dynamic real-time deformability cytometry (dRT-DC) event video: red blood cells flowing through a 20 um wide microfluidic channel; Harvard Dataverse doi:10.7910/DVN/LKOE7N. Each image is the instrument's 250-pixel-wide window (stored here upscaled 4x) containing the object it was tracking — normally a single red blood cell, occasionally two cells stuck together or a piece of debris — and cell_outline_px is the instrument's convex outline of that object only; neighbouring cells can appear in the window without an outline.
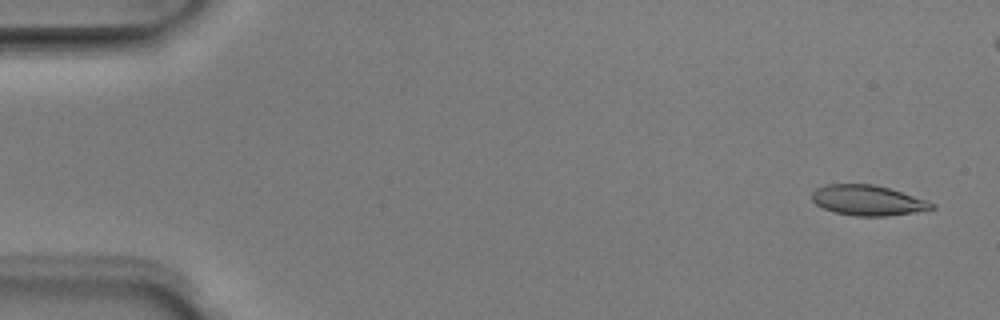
{"species": "Egyptian fruit bat (a non-hibernating species)", "species_latin": "Rousettus aegyptiacus", "temperature_condition": "room temperature", "stored_images_in_passage": 51, "camera_frame_rate_fps": 3000, "um_per_image_px": 0.085, "animal": {"sex": "male"}, "frame": {"image": 1, "passage_image": 2, "time_ms": 0.333, "image_size_px": [1000, 320], "cell_outline_px": [[936, 208], [916, 212], [888, 216], [856, 216], [836, 212], [824, 208], [816, 204], [812, 200], [812, 192], [816, 188], [824, 184], [876, 184], [936, 204]], "centroid_in_image_um": [73.74, 17.03], "position_along_channel_um": 11.3, "area_um2": 20.98}}
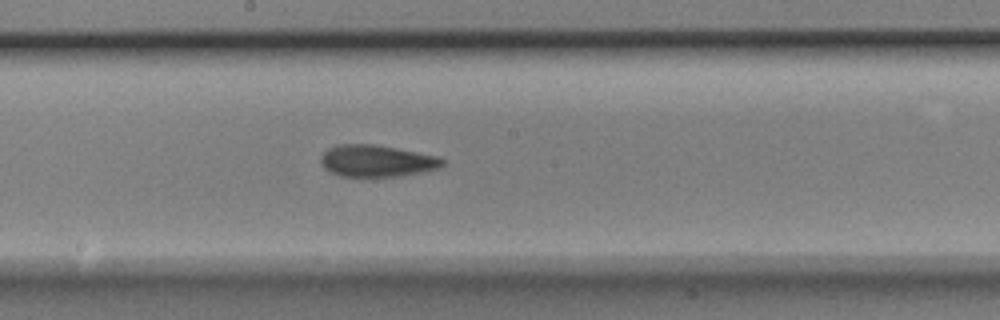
{"frame": {"image": 2, "passage_image": 27, "time_ms": 8.667, "image_size_px": [1000, 320], "cell_outline_px": [[444, 164], [440, 168], [424, 172], [400, 176], [340, 176], [324, 168], [320, 160], [320, 156], [328, 148], [336, 144], [376, 144], [440, 156], [444, 160]], "centroid_in_image_um": [32.05, 13.66], "position_along_channel_um": 216.1, "area_um2": 22.77}}
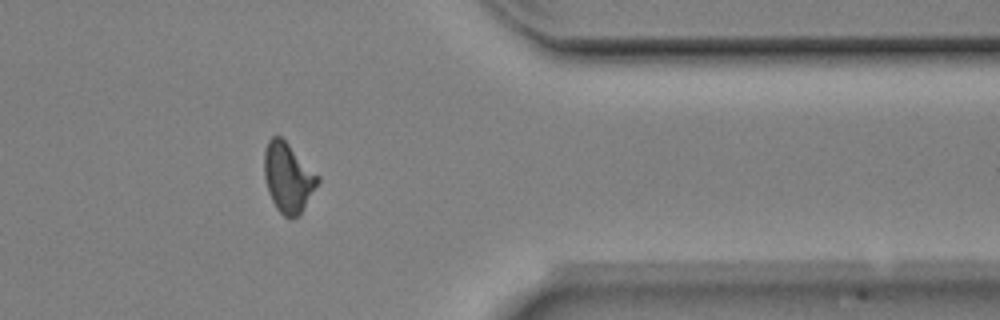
{"frame": {"image": 3, "passage_image": 41, "time_ms": 13.333, "image_size_px": [1000, 320], "cell_outline_px": [[320, 180], [300, 216], [288, 220], [276, 208], [268, 192], [264, 176], [264, 152], [268, 140], [272, 136], [280, 136], [320, 176]], "centroid_in_image_um": [24.49, 15.13], "position_along_channel_um": 386.9, "area_um2": 21.79}, "authors_computed_cell_mechanics": {"area_um2": 21.9062, "velocity_mm_per_s": 3.9815, "shape_relaxation_time_tau1_ms": 3.5655, "shape_relaxation_time_tau2_ms": 2.6744, "deformation_change_tau1": 0.1323, "deformation_change_tau2": 0.0938}}